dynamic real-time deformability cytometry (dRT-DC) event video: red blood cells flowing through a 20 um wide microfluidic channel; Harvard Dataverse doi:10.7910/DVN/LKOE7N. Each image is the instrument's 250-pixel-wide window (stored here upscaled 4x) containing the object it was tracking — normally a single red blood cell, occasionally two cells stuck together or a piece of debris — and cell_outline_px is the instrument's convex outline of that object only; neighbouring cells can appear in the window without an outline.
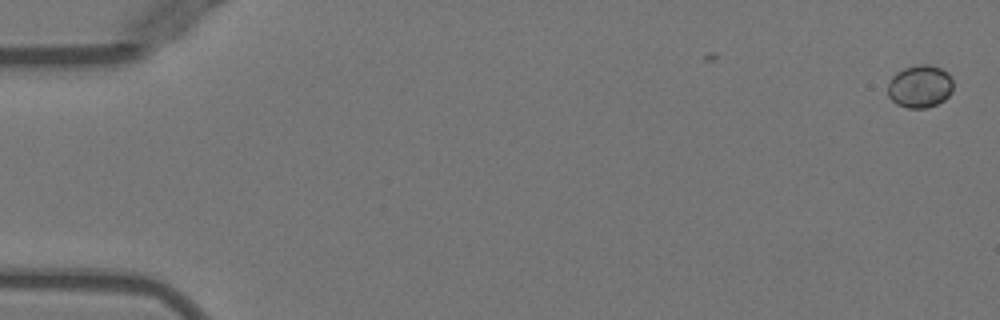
{"species": "Egyptian fruit bat (a non-hibernating species)", "species_latin": "Rousettus aegyptiacus", "temperature_condition": "warm", "stored_images_in_passage": 9, "camera_frame_rate_fps": 3000, "um_per_image_px": 0.085, "animal": {"sex": "female"}, "frame": {"image": 1, "passage_image": 1, "time_ms": 0.0, "image_size_px": [1000, 320], "cell_outline_px": [[952, 92], [944, 100], [928, 108], [908, 108], [896, 104], [888, 96], [888, 84], [892, 76], [896, 72], [904, 68], [916, 64], [928, 64], [940, 68], [948, 72], [952, 76]], "centroid_in_image_um": [78.2, 7.33], "position_along_channel_um": 6.8, "area_um2": 16.47}}